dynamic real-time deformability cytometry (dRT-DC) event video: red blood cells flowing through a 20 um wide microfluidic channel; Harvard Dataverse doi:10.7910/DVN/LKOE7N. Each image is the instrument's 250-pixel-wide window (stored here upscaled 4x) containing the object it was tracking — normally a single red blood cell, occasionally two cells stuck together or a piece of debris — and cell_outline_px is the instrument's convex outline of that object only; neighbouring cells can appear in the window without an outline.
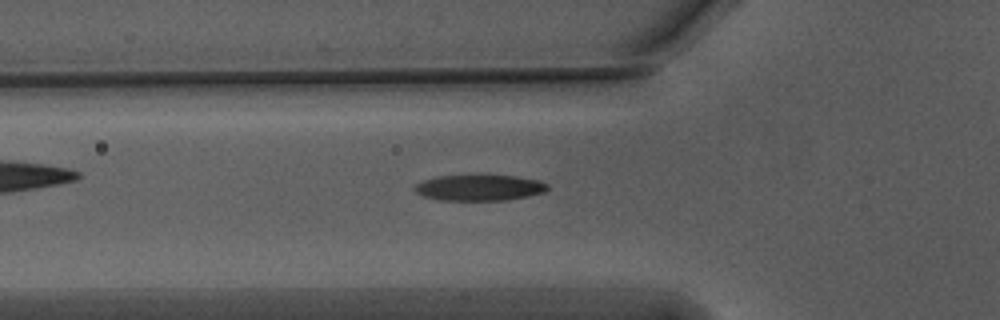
{"species": "Egyptian fruit bat (a non-hibernating species)", "species_latin": "Rousettus aegyptiacus", "temperature_condition": "warm", "stored_images_in_passage": 40, "camera_frame_rate_fps": 3000, "um_per_image_px": 0.085, "animal": {"sex": "male"}, "frame": {"image": 1, "passage_image": 8, "time_ms": 2.333, "image_size_px": [1000, 320], "cell_outline_px": [[548, 188], [544, 192], [528, 196], [504, 200], [436, 200], [424, 196], [416, 192], [412, 188], [416, 184], [424, 180], [436, 176], [516, 176], [540, 180], [548, 184]], "centroid_in_image_um": [40.74, 15.96], "position_along_channel_um": 85.1, "area_um2": 19.94}}
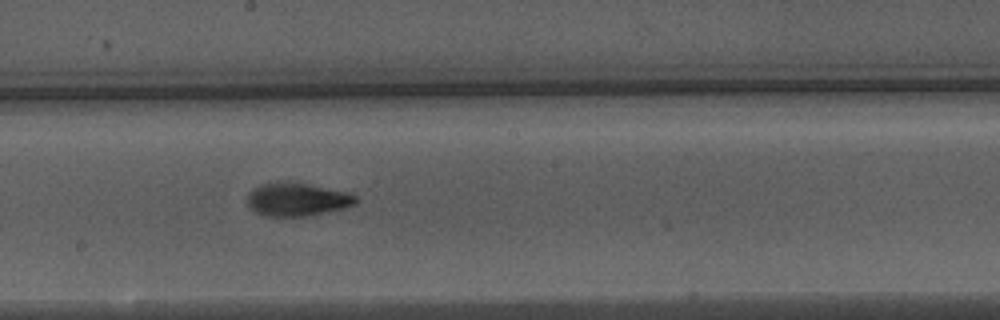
{"frame": {"image": 2, "passage_image": 19, "time_ms": 6.0, "image_size_px": [1000, 320], "cell_outline_px": [[356, 204], [344, 208], [308, 216], [264, 216], [248, 208], [248, 192], [260, 184], [304, 184], [348, 192], [356, 196]], "centroid_in_image_um": [25.24, 16.99], "position_along_channel_um": 223.0, "area_um2": 20.4}}
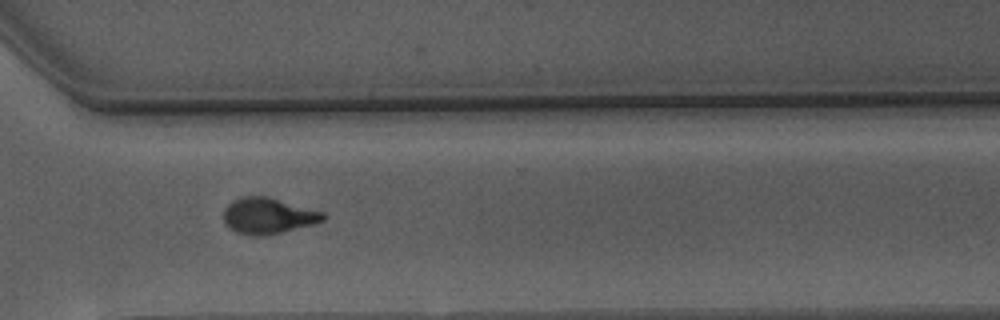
{"frame": {"image": 3, "passage_image": 29, "time_ms": 9.333, "image_size_px": [1000, 320], "cell_outline_px": [[324, 220], [312, 224], [264, 236], [256, 236], [236, 232], [228, 228], [224, 224], [224, 208], [232, 200], [244, 196], [268, 196], [324, 212]], "centroid_in_image_um": [22.74, 18.33], "position_along_channel_um": 347.9, "area_um2": 20.81}, "authors_computed_cell_mechanics": {"area_um2": 20.5479, "velocity_mm_per_s": 3.7457, "shape_relaxation_time_tau1_ms": 3.8652, "shape_relaxation_time_tau2_ms": 2.2977, "deformation_change_tau1": 0.1978, "deformation_change_tau2": 0.093}}